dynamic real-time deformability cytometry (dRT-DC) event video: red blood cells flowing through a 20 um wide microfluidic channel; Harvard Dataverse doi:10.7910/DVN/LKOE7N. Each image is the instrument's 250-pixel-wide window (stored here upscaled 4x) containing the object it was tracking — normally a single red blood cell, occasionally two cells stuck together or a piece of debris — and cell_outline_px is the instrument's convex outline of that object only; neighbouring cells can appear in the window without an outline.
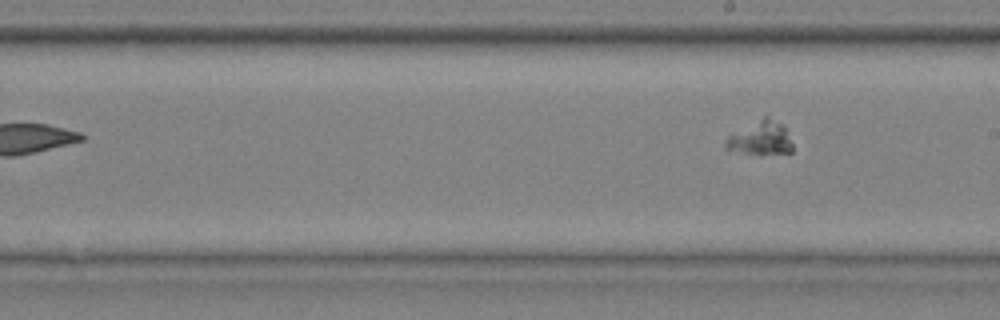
{"species": "common noctule bat (a hibernating species)", "species_latin": "Nyctalus noctula", "temperature_condition": "cold", "stored_images_in_passage": 9, "camera_frame_rate_fps": 3000, "um_per_image_px": 0.085, "animal": {"sex": "male", "body_mass_g": 20.4}, "frame": {"image": 1, "passage_image": 9, "time_ms": 2.667, "image_size_px": [1000, 320], "cell_outline_px": [[792, 152], [760, 156], [724, 148], [724, 144], [728, 136], [764, 116], [768, 116], [780, 124], [784, 128], [792, 144]], "centroid_in_image_um": [64.64, 11.79], "position_along_channel_um": 224.4, "area_um2": 13.06}}